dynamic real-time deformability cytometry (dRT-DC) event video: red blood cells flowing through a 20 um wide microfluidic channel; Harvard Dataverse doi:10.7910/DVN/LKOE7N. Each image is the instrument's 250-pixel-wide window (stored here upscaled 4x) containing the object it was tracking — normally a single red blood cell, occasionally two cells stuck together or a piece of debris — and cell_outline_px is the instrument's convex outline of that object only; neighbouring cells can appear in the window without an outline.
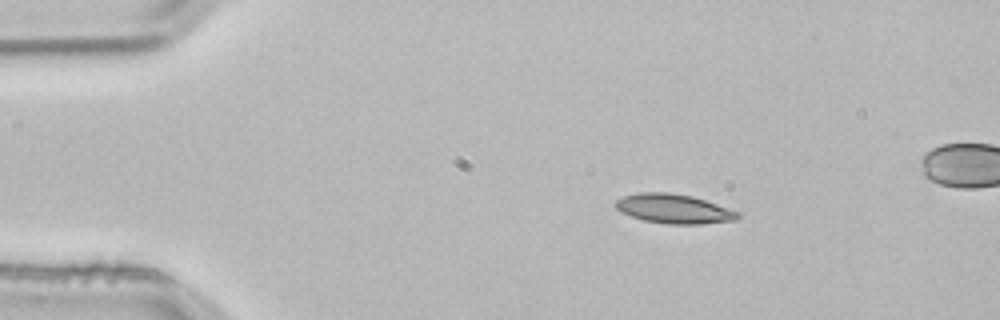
{"species": "common noctule bat (a hibernating species)", "species_latin": "Nyctalus noctula", "temperature_condition": "room temperature", "stored_images_in_passage": 3, "segment_of_instrument_passage": [1, 2], "camera_frame_rate_fps": 3000, "um_per_image_px": 0.085, "animal": {"sex": "male", "body_mass_g": 21.5, "forearm_length_mm": 52.0}, "frame": {"image": 1, "passage_image": 1, "time_ms": 0.0, "image_size_px": [1000, 320], "cell_outline_px": [[740, 216], [736, 220], [700, 224], [668, 224], [644, 220], [620, 212], [612, 204], [616, 200], [624, 196], [640, 192], [668, 192], [692, 196], [740, 212]], "centroid_in_image_um": [57.25, 17.74], "position_along_channel_um": 27.7, "area_um2": 20.87}}